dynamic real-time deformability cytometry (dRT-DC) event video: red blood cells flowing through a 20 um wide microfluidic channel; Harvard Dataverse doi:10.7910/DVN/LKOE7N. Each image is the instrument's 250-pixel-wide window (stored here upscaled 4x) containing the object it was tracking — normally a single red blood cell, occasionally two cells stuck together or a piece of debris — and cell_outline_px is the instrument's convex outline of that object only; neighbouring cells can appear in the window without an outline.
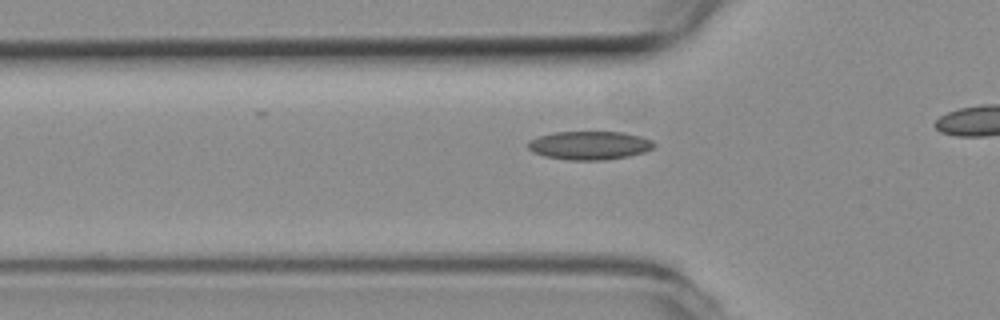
{"species": "common noctule bat (a hibernating species)", "species_latin": "Nyctalus noctula", "temperature_condition": "room temperature", "stored_images_in_passage": 36, "camera_frame_rate_fps": 3000, "um_per_image_px": 0.085, "animal": {"sex": "female", "body_mass_g": 19.3, "forearm_length_mm": 54.1}, "frame": {"image": 1, "passage_image": 11, "time_ms": 3.333, "image_size_px": [1000, 320], "cell_outline_px": [[656, 144], [652, 148], [644, 152], [628, 156], [604, 160], [568, 160], [544, 156], [532, 152], [528, 148], [528, 140], [540, 136], [556, 132], [624, 132], [640, 136], [652, 140]], "centroid_in_image_um": [50.1, 12.36], "position_along_channel_um": 75.7, "area_um2": 20.92}}
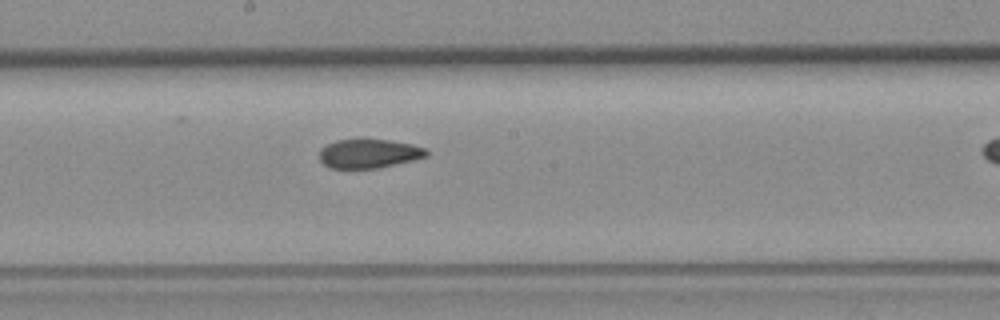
{"frame": {"image": 2, "passage_image": 22, "time_ms": 7.0, "image_size_px": [1000, 320], "cell_outline_px": [[428, 156], [376, 168], [328, 168], [320, 160], [320, 148], [336, 140], [360, 136], [388, 140], [412, 144], [424, 148], [428, 152]], "centroid_in_image_um": [31.3, 13.0], "position_along_channel_um": 216.9, "area_um2": 18.5}}
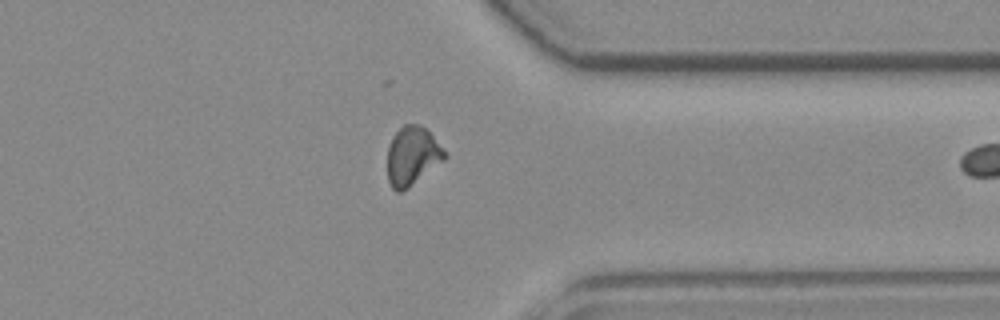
{"frame": {"image": 3, "passage_image": 35, "time_ms": 11.333, "image_size_px": [1000, 320], "cell_outline_px": [[448, 156], [444, 160], [408, 188], [400, 192], [396, 192], [392, 188], [388, 180], [388, 144], [396, 132], [404, 124], [420, 124], [432, 136]], "centroid_in_image_um": [35.02, 13.27], "position_along_channel_um": 376.4, "area_um2": 19.31}}